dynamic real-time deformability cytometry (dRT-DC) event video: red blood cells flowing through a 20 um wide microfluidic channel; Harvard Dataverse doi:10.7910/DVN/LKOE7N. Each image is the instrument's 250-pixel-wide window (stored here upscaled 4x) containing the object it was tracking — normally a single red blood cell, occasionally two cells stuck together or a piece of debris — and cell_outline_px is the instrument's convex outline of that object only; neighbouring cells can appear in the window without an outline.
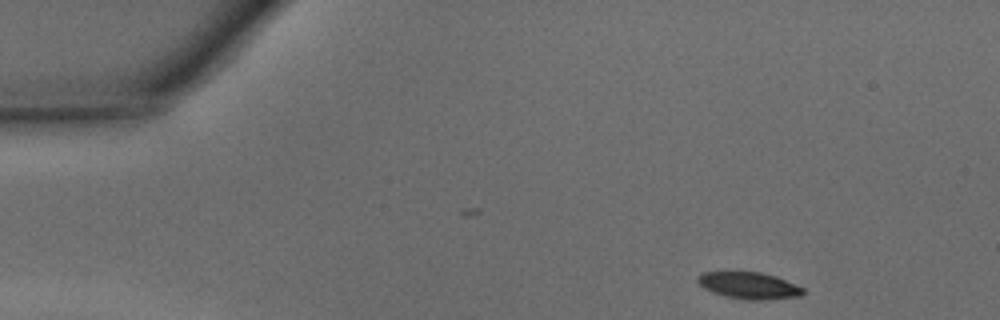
{"species": "common noctule bat (a hibernating species)", "species_latin": "Nyctalus noctula", "temperature_condition": "warm", "stored_images_in_passage": 32, "camera_frame_rate_fps": 3000, "um_per_image_px": 0.085, "animal": {"sex": "male", "body_mass_g": 15.6}, "frame": {"image": 1, "passage_image": 1, "time_ms": 0.0, "image_size_px": [1000, 320], "cell_outline_px": [[804, 292], [800, 296], [752, 300], [748, 300], [724, 296], [704, 288], [696, 280], [696, 276], [700, 272], [760, 272], [776, 276], [796, 284], [804, 288]], "centroid_in_image_um": [63.63, 24.25], "position_along_channel_um": 21.4, "area_um2": 16.3}}
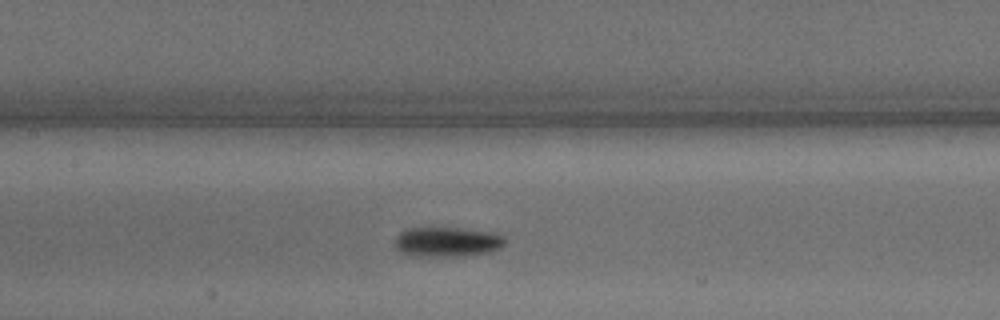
{"frame": {"image": 2, "passage_image": 17, "time_ms": 5.333, "image_size_px": [1000, 320], "cell_outline_px": [[504, 244], [500, 248], [492, 252], [460, 256], [420, 256], [400, 252], [396, 248], [396, 236], [400, 232], [408, 228], [460, 228], [488, 232], [504, 236]], "centroid_in_image_um": [38.01, 20.56], "position_along_channel_um": 169.4, "area_um2": 18.9}}
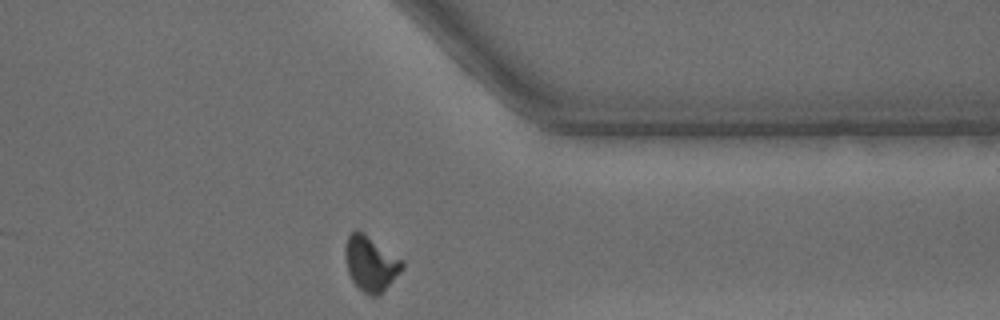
{"frame": {"image": 3, "passage_image": 32, "time_ms": 10.333, "image_size_px": [1000, 320], "cell_outline_px": [[404, 268], [376, 296], [368, 296], [352, 280], [348, 272], [344, 260], [344, 248], [348, 236], [356, 228], [364, 232], [404, 260]], "centroid_in_image_um": [31.49, 22.34], "position_along_channel_um": 379.9, "area_um2": 18.32}, "authors_computed_cell_mechanics": {"area_um2": 18.2359, "velocity_mm_per_s": 4.3575, "shape_relaxation_time_tau1_ms": 2.3332, "shape_relaxation_time_tau2_ms": 4.5608, "deformation_change_tau1": 0.1327, "deformation_change_tau2": 0.0862}}